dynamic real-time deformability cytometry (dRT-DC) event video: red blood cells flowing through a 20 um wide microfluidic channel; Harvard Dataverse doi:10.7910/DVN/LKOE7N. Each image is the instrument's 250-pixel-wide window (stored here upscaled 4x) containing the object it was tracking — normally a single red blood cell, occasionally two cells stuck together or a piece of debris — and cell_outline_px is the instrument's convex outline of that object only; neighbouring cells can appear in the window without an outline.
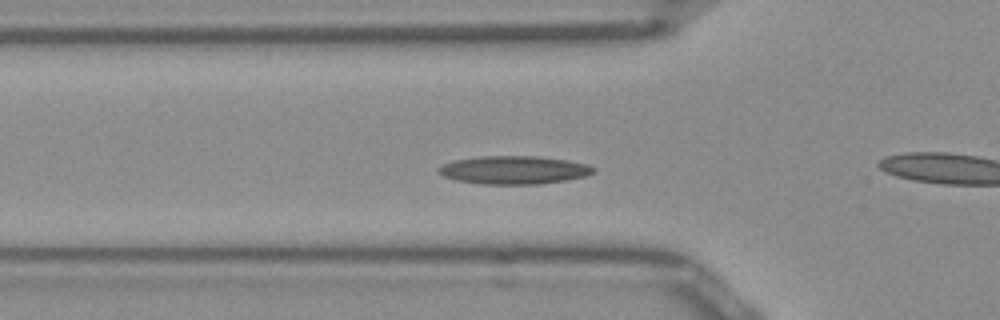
{"species": "Egyptian fruit bat (a non-hibernating species)", "species_latin": "Rousettus aegyptiacus", "temperature_condition": "room temperature", "stored_images_in_passage": 40, "camera_frame_rate_fps": 3000, "um_per_image_px": 0.085, "frame": {"image": 1, "passage_image": 4, "time_ms": 1.0, "image_size_px": [1000, 320], "cell_outline_px": [[596, 172], [584, 176], [564, 180], [536, 184], [480, 184], [456, 180], [444, 176], [436, 172], [436, 168], [452, 160], [480, 156], [536, 156], [568, 160], [588, 164], [596, 168]], "centroid_in_image_um": [43.65, 14.44], "position_along_channel_um": 82.1, "area_um2": 25.55}}
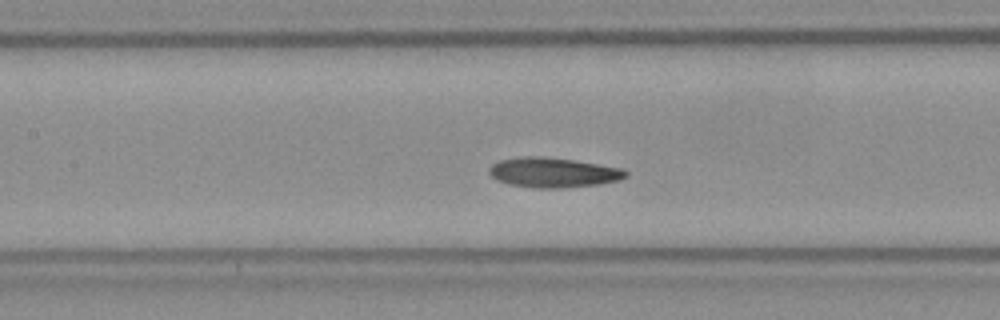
{"frame": {"image": 2, "passage_image": 10, "time_ms": 3.0, "image_size_px": [1000, 320], "cell_outline_px": [[628, 176], [620, 180], [600, 184], [560, 188], [536, 188], [508, 184], [496, 180], [488, 172], [488, 168], [492, 164], [500, 160], [520, 156], [540, 156], [572, 160], [620, 168], [628, 172]], "centroid_in_image_um": [46.99, 14.67], "position_along_channel_um": 160.4, "area_um2": 23.76}}
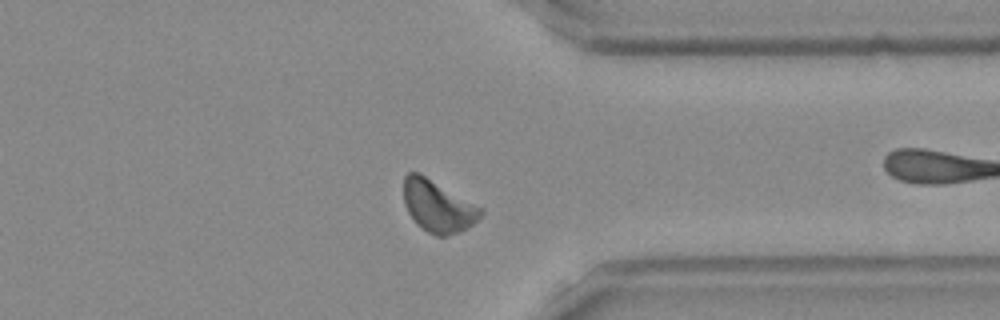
{"frame": {"image": 3, "passage_image": 27, "time_ms": 8.667, "image_size_px": [1000, 320], "cell_outline_px": [[484, 212], [468, 228], [460, 232], [448, 236], [436, 236], [420, 228], [416, 224], [408, 212], [404, 204], [404, 176], [408, 172], [420, 172], [484, 208]], "centroid_in_image_um": [37.23, 17.52], "position_along_channel_um": 374.2, "area_um2": 23.64}, "authors_computed_cell_mechanics": {"area_um2": 22.5998, "velocity_mm_per_s": 3.8673, "shape_relaxation_time_tau1_ms": null, "shape_relaxation_time_tau2_ms": 3.8227, "deformation_change_tau1": null, "deformation_change_tau2": 0.0836}}